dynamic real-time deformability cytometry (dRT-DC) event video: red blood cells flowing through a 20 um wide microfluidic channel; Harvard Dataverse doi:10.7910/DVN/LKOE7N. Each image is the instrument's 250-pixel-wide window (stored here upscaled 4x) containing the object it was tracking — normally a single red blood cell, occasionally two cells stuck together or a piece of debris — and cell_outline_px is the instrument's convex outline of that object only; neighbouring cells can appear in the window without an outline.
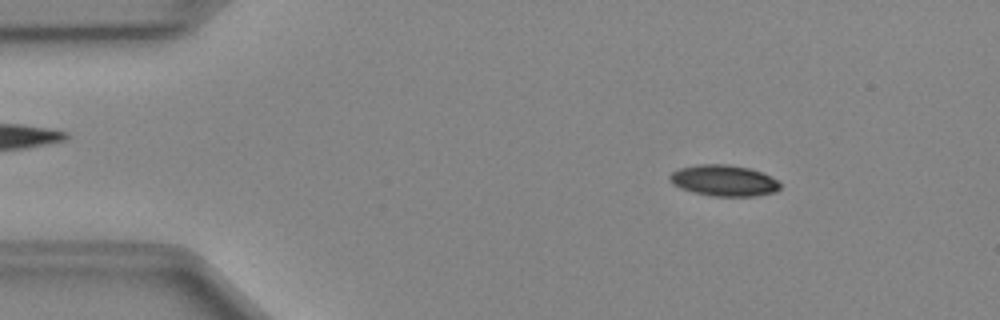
{"species": "Egyptian fruit bat (a non-hibernating species)", "species_latin": "Rousettus aegyptiacus", "temperature_condition": "cold", "stored_images_in_passage": 51, "camera_frame_rate_fps": 3000, "um_per_image_px": 0.085, "animal": {"sex": "female"}, "frame": {"image": 1, "passage_image": 8, "time_ms": 2.333, "image_size_px": [1000, 320], "cell_outline_px": [[780, 188], [776, 192], [752, 196], [712, 196], [680, 188], [672, 184], [668, 180], [668, 176], [672, 172], [680, 168], [696, 164], [728, 164], [748, 168], [760, 172], [776, 180], [780, 184]], "centroid_in_image_um": [61.48, 15.34], "position_along_channel_um": 23.5, "area_um2": 19.88}}
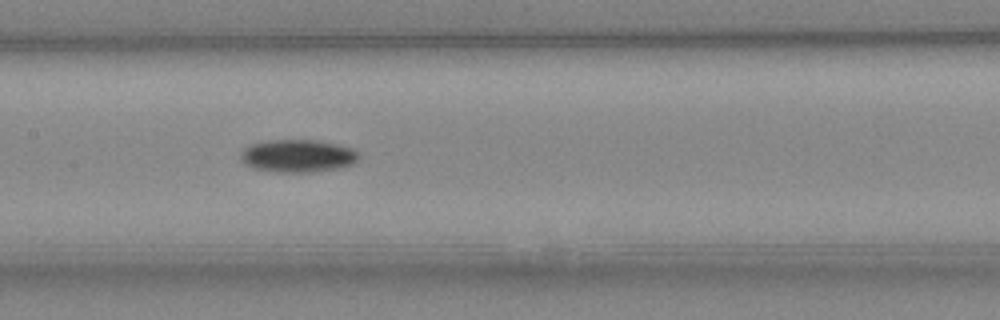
{"frame": {"image": 2, "passage_image": 25, "time_ms": 8.0, "image_size_px": [1000, 320], "cell_outline_px": [[360, 160], [352, 164], [340, 168], [312, 172], [276, 172], [256, 168], [240, 160], [240, 152], [244, 148], [252, 144], [268, 140], [316, 140], [336, 144], [352, 148], [360, 156]], "centroid_in_image_um": [25.34, 13.25], "position_along_channel_um": 182.1, "area_um2": 22.48}}
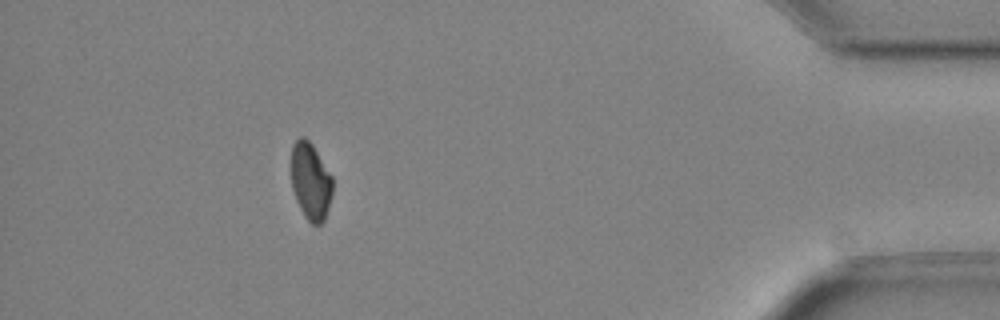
{"frame": {"image": 3, "passage_image": 46, "time_ms": 15.0, "image_size_px": [1000, 320], "cell_outline_px": [[332, 192], [328, 208], [324, 220], [320, 224], [312, 224], [304, 216], [296, 200], [292, 188], [292, 144], [300, 136], [304, 136], [312, 144], [332, 176]], "centroid_in_image_um": [26.4, 15.4], "position_along_channel_um": 408.8, "area_um2": 18.44}, "authors_computed_cell_mechanics": {"area_um2": 20.1144, "velocity_mm_per_s": 4.0392, "shape_relaxation_time_tau1_ms": 4.7366, "shape_relaxation_time_tau2_ms": null, "deformation_change_tau1": 0.1012, "deformation_change_tau2": null}}